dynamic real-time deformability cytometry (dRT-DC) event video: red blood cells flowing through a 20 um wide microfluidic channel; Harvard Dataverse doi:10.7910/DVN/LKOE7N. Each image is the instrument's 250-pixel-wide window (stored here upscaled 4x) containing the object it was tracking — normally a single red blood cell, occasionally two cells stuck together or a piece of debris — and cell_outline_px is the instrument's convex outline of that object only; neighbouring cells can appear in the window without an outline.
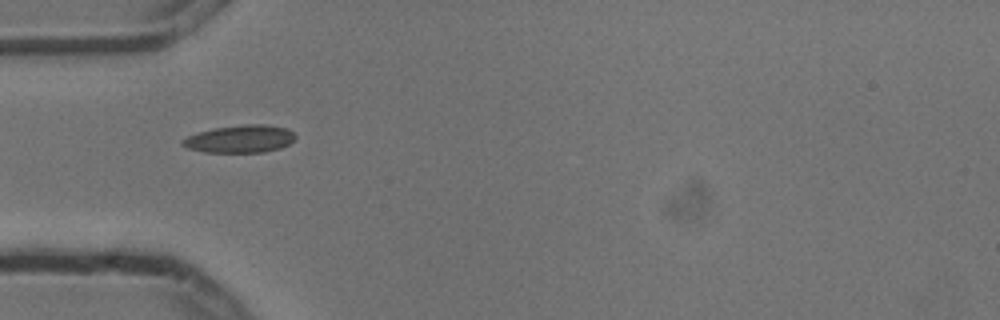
{"species": "common noctule bat (a hibernating species)", "species_latin": "Nyctalus noctula", "temperature_condition": "cold", "stored_images_in_passage": 14, "segment_of_instrument_passage": [2, 2], "camera_frame_rate_fps": 3000, "um_per_image_px": 0.085, "animal": {"sex": "male", "body_mass_g": 13.3}, "frame": {"image": 1, "passage_image": 4, "time_ms": 1.0, "image_size_px": [1000, 320], "cell_outline_px": [[296, 136], [288, 144], [280, 148], [264, 152], [204, 152], [188, 148], [180, 144], [180, 140], [188, 136], [200, 132], [216, 128], [244, 124], [264, 124], [288, 128]], "centroid_in_image_um": [20.4, 11.81], "position_along_channel_um": 64.6, "area_um2": 18.03}}
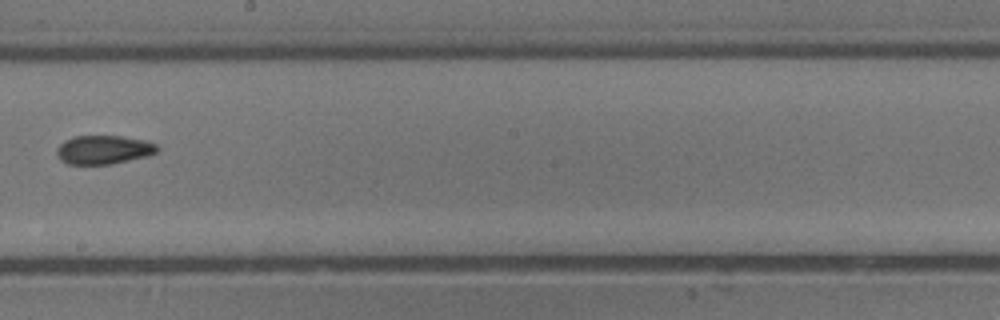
{"frame": {"image": 2, "passage_image": 8, "time_ms": 2.333, "image_size_px": [1000, 320], "cell_outline_px": [[160, 148], [156, 152], [148, 156], [112, 164], [68, 164], [60, 160], [56, 152], [56, 148], [64, 140], [72, 136], [120, 136], [144, 140], [156, 144]], "centroid_in_image_um": [8.79, 12.73], "position_along_channel_um": 239.4, "area_um2": 16.94}}
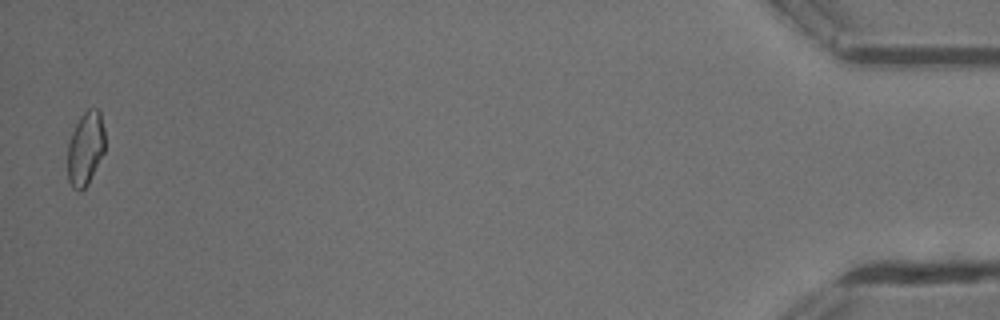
{"frame": {"image": 3, "passage_image": 14, "time_ms": 4.333, "image_size_px": [1000, 320], "cell_outline_px": [[104, 152], [88, 184], [80, 192], [76, 192], [72, 188], [68, 180], [68, 144], [72, 132], [80, 116], [88, 108], [96, 108], [100, 112], [104, 128]], "centroid_in_image_um": [7.26, 12.64], "position_along_channel_um": 427.9, "area_um2": 16.13}}